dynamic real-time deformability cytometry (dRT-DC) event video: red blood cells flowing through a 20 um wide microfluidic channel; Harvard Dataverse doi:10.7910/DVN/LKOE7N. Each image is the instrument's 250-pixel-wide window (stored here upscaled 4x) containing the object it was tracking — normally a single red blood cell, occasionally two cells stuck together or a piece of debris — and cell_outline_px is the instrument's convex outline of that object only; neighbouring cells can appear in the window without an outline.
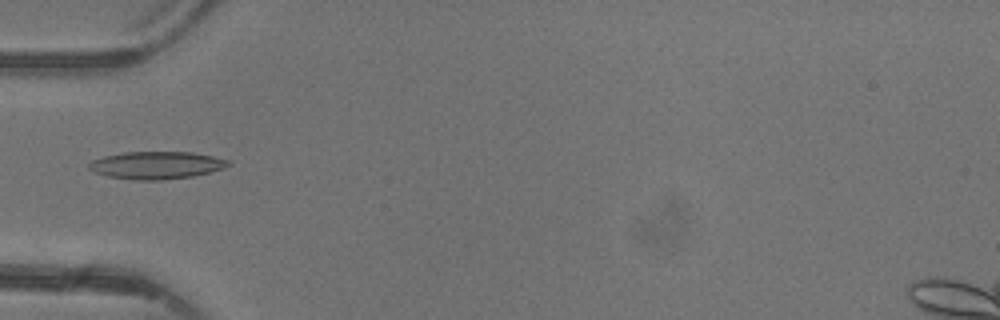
{"species": "common noctule bat (a hibernating species)", "species_latin": "Nyctalus noctula", "temperature_condition": "warm", "stored_images_in_passage": 5, "camera_frame_rate_fps": 3000, "um_per_image_px": 0.085, "animal": {"sex": "female"}, "frame": {"image": 1, "passage_image": 5, "time_ms": 4.667, "image_size_px": [1000, 320], "cell_outline_px": [[232, 164], [224, 168], [192, 176], [160, 180], [136, 180], [108, 176], [92, 172], [88, 168], [88, 164], [92, 160], [104, 156], [124, 152], [192, 152], [212, 156], [228, 160]], "centroid_in_image_um": [13.27, 14.04], "position_along_channel_um": 71.7, "area_um2": 22.25}}